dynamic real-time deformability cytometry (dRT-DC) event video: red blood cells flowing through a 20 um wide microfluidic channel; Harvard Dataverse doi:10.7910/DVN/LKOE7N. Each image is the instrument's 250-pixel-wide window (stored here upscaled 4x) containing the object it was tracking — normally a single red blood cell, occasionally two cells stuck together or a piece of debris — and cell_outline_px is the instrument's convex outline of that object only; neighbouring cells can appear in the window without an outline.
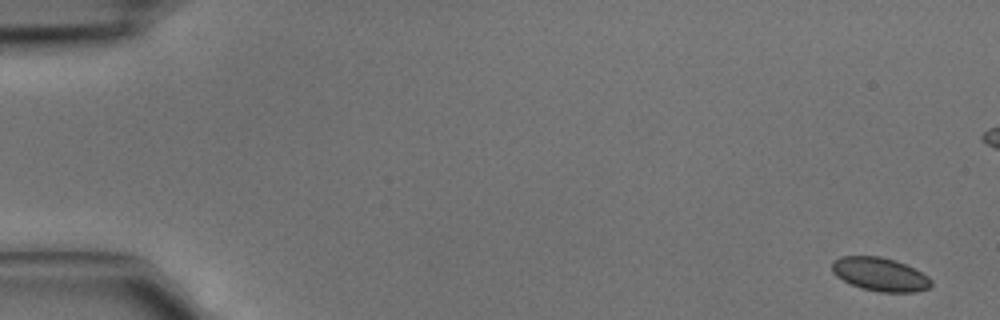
{"species": "common noctule bat (a hibernating species)", "species_latin": "Nyctalus noctula", "temperature_condition": "cold", "stored_images_in_passage": 5, "camera_frame_rate_fps": 3000, "um_per_image_px": 0.085, "animal": {"sex": "male", "body_mass_g": 15.6}, "frame": {"image": 1, "passage_image": 1, "time_ms": 0.0, "image_size_px": [1000, 320], "cell_outline_px": [[932, 284], [928, 288], [916, 292], [880, 292], [864, 288], [852, 284], [836, 276], [832, 272], [832, 260], [840, 256], [880, 256], [896, 260], [928, 276], [932, 280]], "centroid_in_image_um": [74.79, 23.3], "position_along_channel_um": 10.2, "area_um2": 19.25}}